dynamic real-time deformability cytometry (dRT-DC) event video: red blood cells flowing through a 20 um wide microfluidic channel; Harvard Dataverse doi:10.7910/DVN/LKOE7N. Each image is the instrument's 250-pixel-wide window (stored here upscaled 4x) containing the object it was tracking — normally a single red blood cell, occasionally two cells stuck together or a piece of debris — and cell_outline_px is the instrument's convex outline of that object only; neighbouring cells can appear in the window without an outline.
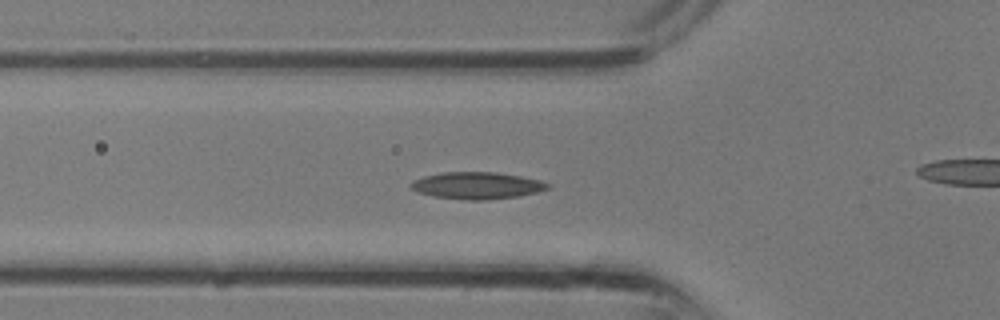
{"species": "common noctule bat (a hibernating species)", "species_latin": "Nyctalus noctula", "temperature_condition": "room temperature", "stored_images_in_passage": 33, "camera_frame_rate_fps": 3000, "um_per_image_px": 0.085, "animal": {"sex": "male", "body_mass_g": 13.3}, "frame": {"image": 1, "passage_image": 11, "time_ms": 3.333, "image_size_px": [1000, 320], "cell_outline_px": [[552, 188], [520, 196], [488, 200], [468, 200], [432, 196], [416, 192], [412, 188], [412, 180], [424, 176], [444, 172], [496, 172], [520, 176], [540, 180], [552, 184]], "centroid_in_image_um": [40.59, 15.77], "position_along_channel_um": 85.2, "area_um2": 21.62}}
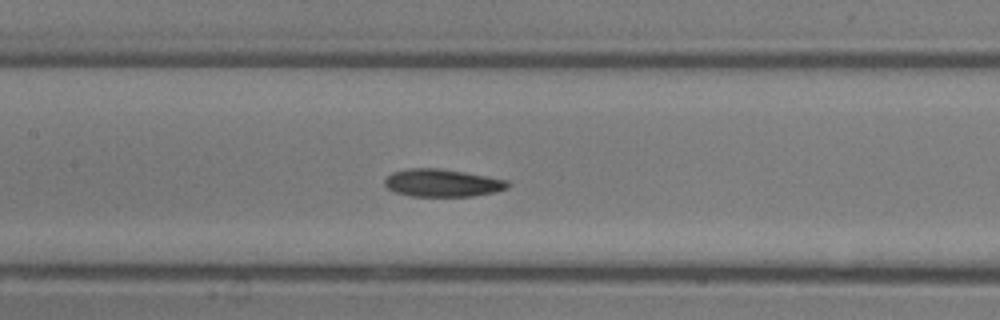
{"frame": {"image": 2, "passage_image": 15, "time_ms": 4.667, "image_size_px": [1000, 320], "cell_outline_px": [[512, 184], [508, 188], [496, 192], [472, 196], [408, 196], [396, 192], [388, 188], [384, 184], [384, 180], [392, 172], [408, 168], [440, 168], [464, 172], [508, 180]], "centroid_in_image_um": [37.62, 15.55], "position_along_channel_um": 169.8, "area_um2": 19.94}}
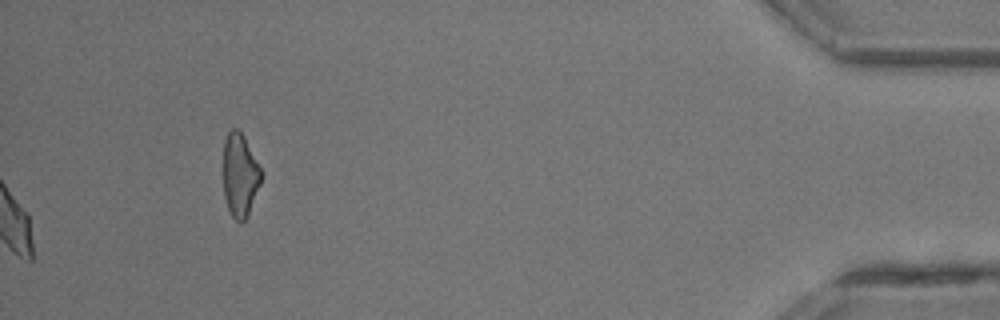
{"frame": {"image": 3, "passage_image": 33, "time_ms": 10.667, "image_size_px": [1000, 320], "cell_outline_px": [[260, 184], [248, 216], [240, 224], [232, 216], [228, 208], [224, 196], [224, 140], [228, 132], [232, 128], [236, 128], [244, 136], [260, 168]], "centroid_in_image_um": [20.38, 14.9], "position_along_channel_um": 414.8, "area_um2": 18.15}}